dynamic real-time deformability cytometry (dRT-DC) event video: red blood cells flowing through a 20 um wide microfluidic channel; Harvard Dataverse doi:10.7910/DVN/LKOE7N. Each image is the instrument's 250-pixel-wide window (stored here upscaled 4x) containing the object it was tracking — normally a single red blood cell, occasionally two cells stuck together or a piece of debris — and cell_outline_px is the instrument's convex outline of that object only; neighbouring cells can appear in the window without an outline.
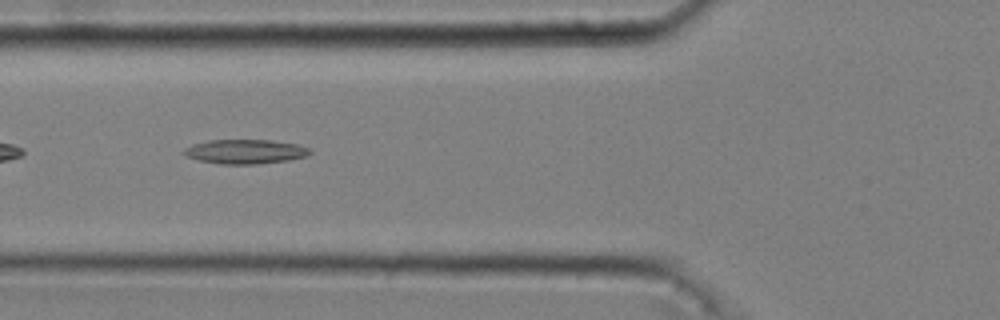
{"species": "common noctule bat (a hibernating species)", "species_latin": "Nyctalus noctula", "temperature_condition": "cold", "stored_images_in_passage": 37, "camera_frame_rate_fps": 3000, "um_per_image_px": 0.085, "animal": {"sex": "male", "body_mass_g": 20.4}, "frame": {"image": 1, "passage_image": 5, "time_ms": 1.333, "image_size_px": [1000, 320], "cell_outline_px": [[312, 152], [308, 156], [288, 160], [256, 164], [220, 164], [196, 160], [184, 156], [180, 152], [184, 148], [192, 144], [208, 140], [272, 140], [300, 144], [312, 148]], "centroid_in_image_um": [20.84, 12.88], "position_along_channel_um": 105.0, "area_um2": 18.32}}
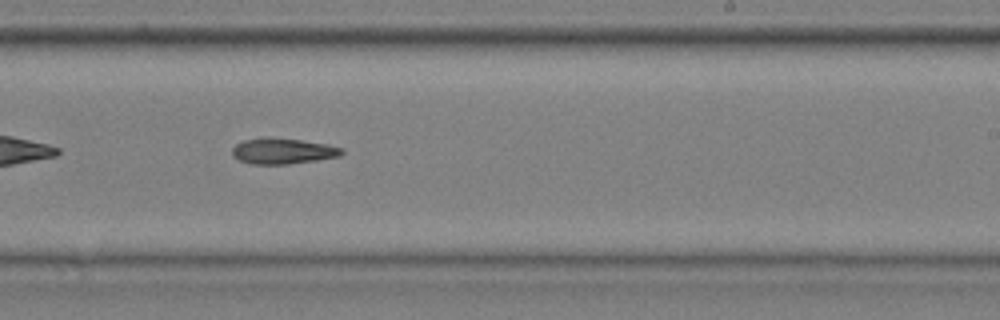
{"frame": {"image": 2, "passage_image": 18, "time_ms": 5.667, "image_size_px": [1000, 320], "cell_outline_px": [[344, 152], [340, 156], [316, 160], [288, 164], [252, 164], [240, 160], [232, 156], [232, 148], [236, 144], [244, 140], [300, 140], [328, 144], [344, 148]], "centroid_in_image_um": [24.09, 12.88], "position_along_channel_um": 264.9, "area_um2": 15.78}}
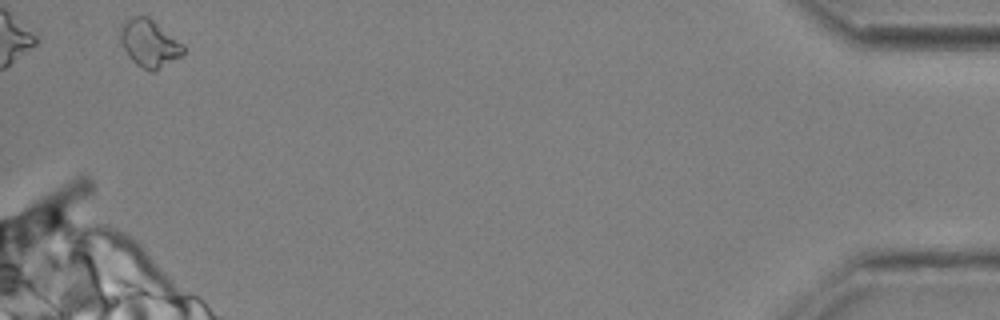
{"frame": {"image": 3, "passage_image": 36, "time_ms": 11.667, "image_size_px": [1000, 320], "cell_outline_px": [[184, 52], [180, 56], [152, 72], [136, 64], [128, 56], [120, 44], [116, 36], [120, 28], [128, 20], [136, 16], [148, 16], [184, 44]], "centroid_in_image_um": [12.65, 3.67], "position_along_channel_um": 422.6, "area_um2": 17.34}}